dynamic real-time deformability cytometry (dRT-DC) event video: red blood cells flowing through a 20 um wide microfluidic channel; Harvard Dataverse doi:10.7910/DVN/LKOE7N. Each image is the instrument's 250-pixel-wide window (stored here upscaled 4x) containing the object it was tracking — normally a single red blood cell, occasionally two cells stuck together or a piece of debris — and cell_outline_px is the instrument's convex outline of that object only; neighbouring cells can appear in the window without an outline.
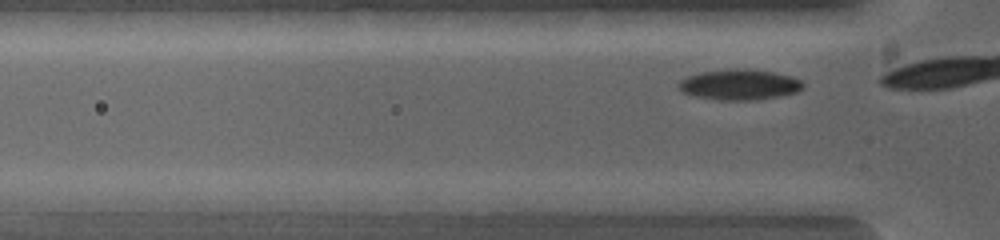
{"species": "common noctule bat (a hibernating species)", "species_latin": "Nyctalus noctula", "temperature_condition": "warm", "stored_images_in_passage": 3, "camera_frame_rate_fps": 5000, "um_per_image_px": 0.085, "animal": {"sex": "female", "body_mass_g": 19.0, "forearm_length_mm": 53.3}, "frame": {"image": 1, "passage_image": 2, "time_ms": 0.4, "image_size_px": [1000, 240], "cell_outline_px": [[780, 216], [772, 216], [668, 208], [640, 200], [696, 192], [728, 192], [780, 200]], "centroid_in_image_um": [61.25, 17.27], "position_along_channel_um": 64.6, "area_um2": 15.72}}